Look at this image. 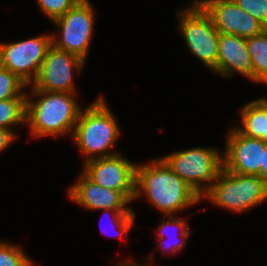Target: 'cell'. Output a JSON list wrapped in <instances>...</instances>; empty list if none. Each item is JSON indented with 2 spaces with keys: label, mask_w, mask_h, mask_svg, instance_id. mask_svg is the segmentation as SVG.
Wrapping results in <instances>:
<instances>
[{
  "label": "cell",
  "mask_w": 267,
  "mask_h": 266,
  "mask_svg": "<svg viewBox=\"0 0 267 266\" xmlns=\"http://www.w3.org/2000/svg\"><path fill=\"white\" fill-rule=\"evenodd\" d=\"M145 193L151 204L166 216L198 203L202 198L160 158L136 166L135 196Z\"/></svg>",
  "instance_id": "obj_1"
},
{
  "label": "cell",
  "mask_w": 267,
  "mask_h": 266,
  "mask_svg": "<svg viewBox=\"0 0 267 266\" xmlns=\"http://www.w3.org/2000/svg\"><path fill=\"white\" fill-rule=\"evenodd\" d=\"M34 95H44L37 102L26 97V123L34 137L58 136L76 126L81 110L73 93L33 90Z\"/></svg>",
  "instance_id": "obj_2"
},
{
  "label": "cell",
  "mask_w": 267,
  "mask_h": 266,
  "mask_svg": "<svg viewBox=\"0 0 267 266\" xmlns=\"http://www.w3.org/2000/svg\"><path fill=\"white\" fill-rule=\"evenodd\" d=\"M119 134V126L114 116L100 97L80 112L73 139L81 152L88 157L86 161H89L115 155L108 150L114 145Z\"/></svg>",
  "instance_id": "obj_3"
},
{
  "label": "cell",
  "mask_w": 267,
  "mask_h": 266,
  "mask_svg": "<svg viewBox=\"0 0 267 266\" xmlns=\"http://www.w3.org/2000/svg\"><path fill=\"white\" fill-rule=\"evenodd\" d=\"M204 196L216 205L242 212L267 200V182L260 176L237 174L222 168Z\"/></svg>",
  "instance_id": "obj_4"
},
{
  "label": "cell",
  "mask_w": 267,
  "mask_h": 266,
  "mask_svg": "<svg viewBox=\"0 0 267 266\" xmlns=\"http://www.w3.org/2000/svg\"><path fill=\"white\" fill-rule=\"evenodd\" d=\"M161 159L201 197L209 190L211 183L216 181L223 168V157L212 148L188 149ZM205 181L209 184L208 186L204 184L202 187L200 182Z\"/></svg>",
  "instance_id": "obj_5"
},
{
  "label": "cell",
  "mask_w": 267,
  "mask_h": 266,
  "mask_svg": "<svg viewBox=\"0 0 267 266\" xmlns=\"http://www.w3.org/2000/svg\"><path fill=\"white\" fill-rule=\"evenodd\" d=\"M193 7L180 15V31L191 53L217 73L218 42L220 33L204 9L194 1Z\"/></svg>",
  "instance_id": "obj_6"
},
{
  "label": "cell",
  "mask_w": 267,
  "mask_h": 266,
  "mask_svg": "<svg viewBox=\"0 0 267 266\" xmlns=\"http://www.w3.org/2000/svg\"><path fill=\"white\" fill-rule=\"evenodd\" d=\"M93 13L89 0H80L64 15L52 20L62 33L58 40L52 36V45L78 56L85 62L93 32Z\"/></svg>",
  "instance_id": "obj_7"
},
{
  "label": "cell",
  "mask_w": 267,
  "mask_h": 266,
  "mask_svg": "<svg viewBox=\"0 0 267 266\" xmlns=\"http://www.w3.org/2000/svg\"><path fill=\"white\" fill-rule=\"evenodd\" d=\"M51 46V35L0 44V63L29 85L36 78Z\"/></svg>",
  "instance_id": "obj_8"
},
{
  "label": "cell",
  "mask_w": 267,
  "mask_h": 266,
  "mask_svg": "<svg viewBox=\"0 0 267 266\" xmlns=\"http://www.w3.org/2000/svg\"><path fill=\"white\" fill-rule=\"evenodd\" d=\"M84 174L102 187L121 192L130 202L135 196L136 165L115 155L86 161Z\"/></svg>",
  "instance_id": "obj_9"
},
{
  "label": "cell",
  "mask_w": 267,
  "mask_h": 266,
  "mask_svg": "<svg viewBox=\"0 0 267 266\" xmlns=\"http://www.w3.org/2000/svg\"><path fill=\"white\" fill-rule=\"evenodd\" d=\"M83 64L78 56L52 45L33 80L34 90L75 93L72 71L74 68L80 71Z\"/></svg>",
  "instance_id": "obj_10"
},
{
  "label": "cell",
  "mask_w": 267,
  "mask_h": 266,
  "mask_svg": "<svg viewBox=\"0 0 267 266\" xmlns=\"http://www.w3.org/2000/svg\"><path fill=\"white\" fill-rule=\"evenodd\" d=\"M196 0L210 16L219 33L249 38L263 32L261 22L241 9L234 0Z\"/></svg>",
  "instance_id": "obj_11"
},
{
  "label": "cell",
  "mask_w": 267,
  "mask_h": 266,
  "mask_svg": "<svg viewBox=\"0 0 267 266\" xmlns=\"http://www.w3.org/2000/svg\"><path fill=\"white\" fill-rule=\"evenodd\" d=\"M223 157V168L237 174L261 177L265 143L261 139L250 138L237 129L230 130Z\"/></svg>",
  "instance_id": "obj_12"
},
{
  "label": "cell",
  "mask_w": 267,
  "mask_h": 266,
  "mask_svg": "<svg viewBox=\"0 0 267 266\" xmlns=\"http://www.w3.org/2000/svg\"><path fill=\"white\" fill-rule=\"evenodd\" d=\"M69 196L85 209L113 212H133L125 206L130 201L119 191L102 187L90 180L84 173L78 183L69 188Z\"/></svg>",
  "instance_id": "obj_13"
},
{
  "label": "cell",
  "mask_w": 267,
  "mask_h": 266,
  "mask_svg": "<svg viewBox=\"0 0 267 266\" xmlns=\"http://www.w3.org/2000/svg\"><path fill=\"white\" fill-rule=\"evenodd\" d=\"M235 71L253 80V63L248 52L246 38L220 33L217 73L230 77Z\"/></svg>",
  "instance_id": "obj_14"
},
{
  "label": "cell",
  "mask_w": 267,
  "mask_h": 266,
  "mask_svg": "<svg viewBox=\"0 0 267 266\" xmlns=\"http://www.w3.org/2000/svg\"><path fill=\"white\" fill-rule=\"evenodd\" d=\"M241 109L242 128H236L241 134L261 139L267 136V99L254 100Z\"/></svg>",
  "instance_id": "obj_15"
},
{
  "label": "cell",
  "mask_w": 267,
  "mask_h": 266,
  "mask_svg": "<svg viewBox=\"0 0 267 266\" xmlns=\"http://www.w3.org/2000/svg\"><path fill=\"white\" fill-rule=\"evenodd\" d=\"M250 59L253 63V80L267 83V33L246 39Z\"/></svg>",
  "instance_id": "obj_16"
},
{
  "label": "cell",
  "mask_w": 267,
  "mask_h": 266,
  "mask_svg": "<svg viewBox=\"0 0 267 266\" xmlns=\"http://www.w3.org/2000/svg\"><path fill=\"white\" fill-rule=\"evenodd\" d=\"M26 122V99L0 100V128Z\"/></svg>",
  "instance_id": "obj_17"
},
{
  "label": "cell",
  "mask_w": 267,
  "mask_h": 266,
  "mask_svg": "<svg viewBox=\"0 0 267 266\" xmlns=\"http://www.w3.org/2000/svg\"><path fill=\"white\" fill-rule=\"evenodd\" d=\"M25 86L28 85L0 63V100L26 99L27 96L20 93Z\"/></svg>",
  "instance_id": "obj_18"
},
{
  "label": "cell",
  "mask_w": 267,
  "mask_h": 266,
  "mask_svg": "<svg viewBox=\"0 0 267 266\" xmlns=\"http://www.w3.org/2000/svg\"><path fill=\"white\" fill-rule=\"evenodd\" d=\"M0 266H33L19 246L0 242Z\"/></svg>",
  "instance_id": "obj_19"
},
{
  "label": "cell",
  "mask_w": 267,
  "mask_h": 266,
  "mask_svg": "<svg viewBox=\"0 0 267 266\" xmlns=\"http://www.w3.org/2000/svg\"><path fill=\"white\" fill-rule=\"evenodd\" d=\"M41 10L50 17L51 21L64 15L80 0H37Z\"/></svg>",
  "instance_id": "obj_20"
},
{
  "label": "cell",
  "mask_w": 267,
  "mask_h": 266,
  "mask_svg": "<svg viewBox=\"0 0 267 266\" xmlns=\"http://www.w3.org/2000/svg\"><path fill=\"white\" fill-rule=\"evenodd\" d=\"M168 226H174L177 227L180 230V235L183 238L182 241H176L173 243V245L170 243H165L163 239H166L165 236V232L164 230H166V227ZM159 232H158V239L159 241L164 244L167 245L166 247L171 248L170 251H172V253H176L175 251L181 250L183 248V246H185V242L186 239L188 238L189 232H188V227H186L184 220L182 221V219H171V221L168 219L167 222L164 221L162 222L160 228H159ZM172 245V246H171ZM166 248L165 246H161V248ZM167 249V248H166Z\"/></svg>",
  "instance_id": "obj_21"
},
{
  "label": "cell",
  "mask_w": 267,
  "mask_h": 266,
  "mask_svg": "<svg viewBox=\"0 0 267 266\" xmlns=\"http://www.w3.org/2000/svg\"><path fill=\"white\" fill-rule=\"evenodd\" d=\"M234 2L259 22H263L267 12V0H234Z\"/></svg>",
  "instance_id": "obj_22"
},
{
  "label": "cell",
  "mask_w": 267,
  "mask_h": 266,
  "mask_svg": "<svg viewBox=\"0 0 267 266\" xmlns=\"http://www.w3.org/2000/svg\"><path fill=\"white\" fill-rule=\"evenodd\" d=\"M113 226H117L118 235L123 233L128 235V232L135 220V213L134 212H113ZM113 228V227H112Z\"/></svg>",
  "instance_id": "obj_23"
},
{
  "label": "cell",
  "mask_w": 267,
  "mask_h": 266,
  "mask_svg": "<svg viewBox=\"0 0 267 266\" xmlns=\"http://www.w3.org/2000/svg\"><path fill=\"white\" fill-rule=\"evenodd\" d=\"M14 138L15 135L12 130L0 128V152L8 147Z\"/></svg>",
  "instance_id": "obj_24"
},
{
  "label": "cell",
  "mask_w": 267,
  "mask_h": 266,
  "mask_svg": "<svg viewBox=\"0 0 267 266\" xmlns=\"http://www.w3.org/2000/svg\"><path fill=\"white\" fill-rule=\"evenodd\" d=\"M261 178L267 182V144H265L263 164H261Z\"/></svg>",
  "instance_id": "obj_25"
},
{
  "label": "cell",
  "mask_w": 267,
  "mask_h": 266,
  "mask_svg": "<svg viewBox=\"0 0 267 266\" xmlns=\"http://www.w3.org/2000/svg\"><path fill=\"white\" fill-rule=\"evenodd\" d=\"M261 26H262L263 32H266L267 33V12H266V15L264 17L263 22L261 23Z\"/></svg>",
  "instance_id": "obj_26"
},
{
  "label": "cell",
  "mask_w": 267,
  "mask_h": 266,
  "mask_svg": "<svg viewBox=\"0 0 267 266\" xmlns=\"http://www.w3.org/2000/svg\"><path fill=\"white\" fill-rule=\"evenodd\" d=\"M119 266H141V265H138V264H134L133 262L132 263H123V264H121V265H119ZM143 266V265H142ZM145 266V265H144Z\"/></svg>",
  "instance_id": "obj_27"
},
{
  "label": "cell",
  "mask_w": 267,
  "mask_h": 266,
  "mask_svg": "<svg viewBox=\"0 0 267 266\" xmlns=\"http://www.w3.org/2000/svg\"><path fill=\"white\" fill-rule=\"evenodd\" d=\"M261 140H262L265 144H267V136H263V137L261 138Z\"/></svg>",
  "instance_id": "obj_28"
}]
</instances>
